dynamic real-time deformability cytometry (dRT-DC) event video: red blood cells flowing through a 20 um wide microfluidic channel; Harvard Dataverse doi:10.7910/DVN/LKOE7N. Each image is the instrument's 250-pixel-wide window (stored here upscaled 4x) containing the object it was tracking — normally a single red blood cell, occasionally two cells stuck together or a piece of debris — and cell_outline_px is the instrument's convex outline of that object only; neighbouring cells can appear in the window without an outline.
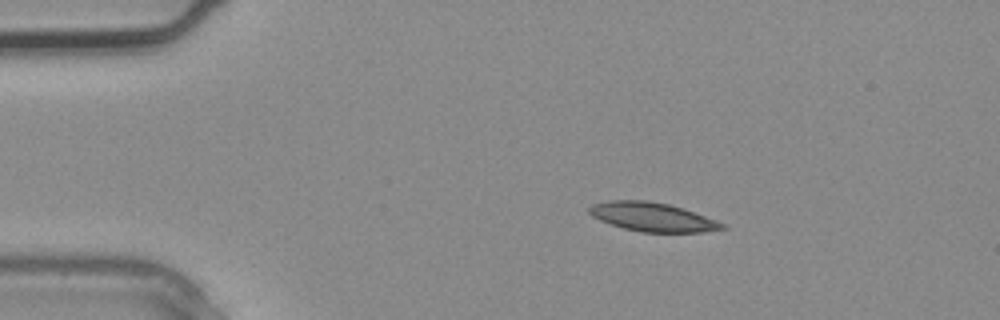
{"species": "common noctule bat (a hibernating species)", "species_latin": "Nyctalus noctula", "temperature_condition": "warm", "stored_images_in_passage": 2, "camera_frame_rate_fps": 3000, "um_per_image_px": 0.085, "animal": {"sex": "male", "body_mass_g": 20.4}, "frame": {"image": 1, "passage_image": 1, "time_ms": 0.0, "image_size_px": [1000, 320], "cell_outline_px": [[728, 228], [704, 232], [640, 232], [624, 228], [600, 220], [592, 216], [588, 212], [588, 208], [592, 204], [608, 200], [644, 200], [668, 204], [684, 208], [728, 224]], "centroid_in_image_um": [55.5, 18.44], "position_along_channel_um": 29.5, "area_um2": 22.54}}